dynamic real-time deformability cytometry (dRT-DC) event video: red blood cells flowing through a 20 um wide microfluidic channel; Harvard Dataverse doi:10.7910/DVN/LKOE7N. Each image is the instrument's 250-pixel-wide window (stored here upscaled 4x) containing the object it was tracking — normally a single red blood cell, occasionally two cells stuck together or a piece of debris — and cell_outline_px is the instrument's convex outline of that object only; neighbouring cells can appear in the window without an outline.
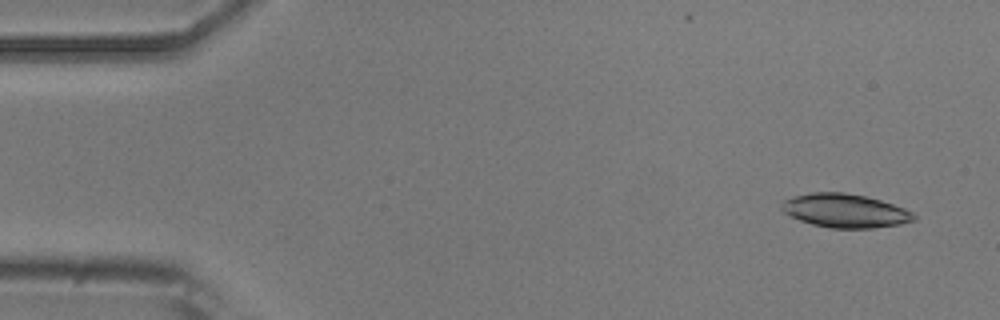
{"species": "common noctule bat (a hibernating species)", "species_latin": "Nyctalus noctula", "temperature_condition": "room temperature", "stored_images_in_passage": 7, "camera_frame_rate_fps": 3000, "um_per_image_px": 0.085, "animal": {"sex": "male", "body_mass_g": 20.5, "forearm_length_mm": 52.5}, "frame": {"image": 1, "passage_image": 1, "time_ms": 0.0, "image_size_px": [1000, 320], "cell_outline_px": [[916, 220], [900, 224], [872, 228], [832, 228], [812, 224], [800, 220], [784, 212], [780, 208], [780, 204], [784, 200], [792, 196], [812, 192], [844, 192], [864, 196], [880, 200], [904, 208], [912, 212], [916, 216]], "centroid_in_image_um": [71.82, 17.9], "position_along_channel_um": 13.2, "area_um2": 25.89}}
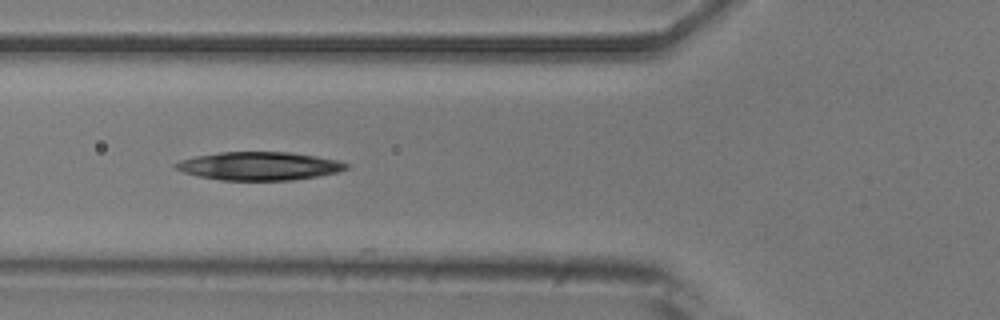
{"frame": {"image": 2, "passage_image": 5, "time_ms": 5.333, "image_size_px": [1000, 320], "cell_outline_px": [[348, 168], [336, 172], [316, 176], [292, 180], [220, 180], [200, 176], [184, 172], [176, 168], [172, 164], [180, 160], [196, 156], [220, 152], [292, 152], [316, 156], [336, 160], [348, 164]], "centroid_in_image_um": [22.01, 14.1], "position_along_channel_um": 103.8, "area_um2": 27.86}}
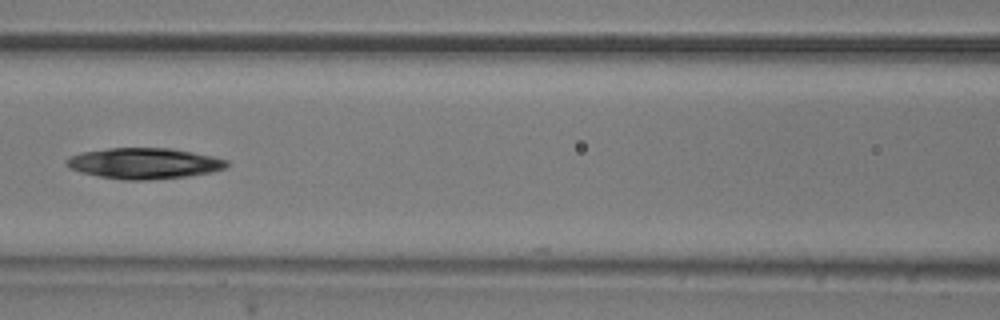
{"frame": {"image": 3, "passage_image": 6, "time_ms": 6.667, "image_size_px": [1000, 320], "cell_outline_px": [[228, 164], [224, 168], [212, 172], [188, 176], [148, 180], [124, 180], [100, 176], [80, 172], [64, 164], [72, 156], [80, 152], [108, 148], [172, 148], [212, 156], [228, 160]], "centroid_in_image_um": [12.27, 13.88], "position_along_channel_um": 154.3, "area_um2": 28.67}}